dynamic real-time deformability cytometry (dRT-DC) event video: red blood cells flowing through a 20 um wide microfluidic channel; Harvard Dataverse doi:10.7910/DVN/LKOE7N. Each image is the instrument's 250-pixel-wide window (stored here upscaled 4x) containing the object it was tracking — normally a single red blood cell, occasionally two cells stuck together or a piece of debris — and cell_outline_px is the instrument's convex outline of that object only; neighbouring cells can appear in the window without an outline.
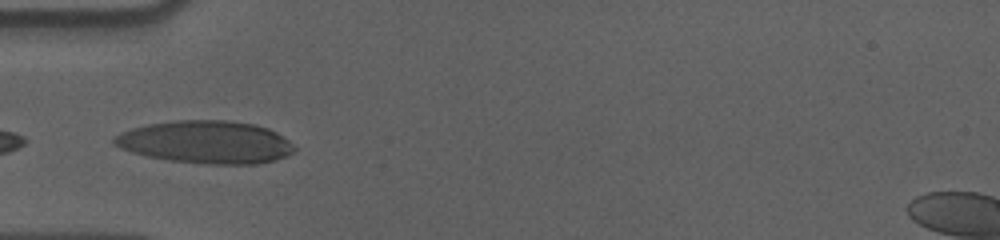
{"species": "human", "species_latin": "Homo sapiens", "temperature_condition": "cold", "stored_images_in_passage": 5, "camera_frame_rate_fps": 3000, "um_per_image_px": 0.085, "donor": {"sex": "male"}, "frame": {"image": 1, "passage_image": 1, "time_ms": 0.0, "image_size_px": [1000, 240], "cell_outline_px": [[296, 148], [288, 156], [276, 160], [256, 164], [204, 164], [168, 160], [148, 156], [132, 152], [120, 148], [112, 144], [112, 140], [120, 132], [132, 128], [148, 124], [176, 120], [228, 120], [256, 124], [268, 128], [276, 132], [288, 140]], "centroid_in_image_um": [17.51, 12.08], "position_along_channel_um": 67.5, "area_um2": 45.03}}